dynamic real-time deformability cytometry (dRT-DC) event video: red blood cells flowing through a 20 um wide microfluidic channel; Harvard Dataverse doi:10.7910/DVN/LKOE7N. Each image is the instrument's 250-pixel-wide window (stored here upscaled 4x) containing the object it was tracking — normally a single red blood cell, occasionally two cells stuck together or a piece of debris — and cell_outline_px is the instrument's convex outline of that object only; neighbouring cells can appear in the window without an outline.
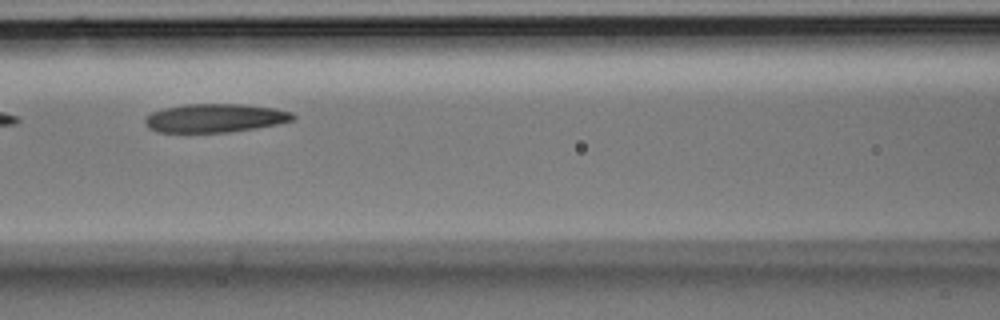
{"species": "Egyptian fruit bat (a non-hibernating species)", "species_latin": "Rousettus aegyptiacus", "temperature_condition": "room temperature", "stored_images_in_passage": 5, "camera_frame_rate_fps": 3000, "um_per_image_px": 0.085, "animal": {"sex": "male"}, "frame": {"image": 1, "passage_image": 4, "time_ms": 1.0, "image_size_px": [1000, 320], "cell_outline_px": [[296, 116], [292, 120], [276, 124], [256, 128], [228, 132], [156, 132], [148, 128], [144, 124], [144, 120], [152, 112], [164, 108], [184, 104], [240, 104], [276, 108], [292, 112]], "centroid_in_image_um": [18.26, 10.03], "position_along_channel_um": 148.3, "area_um2": 24.62}}
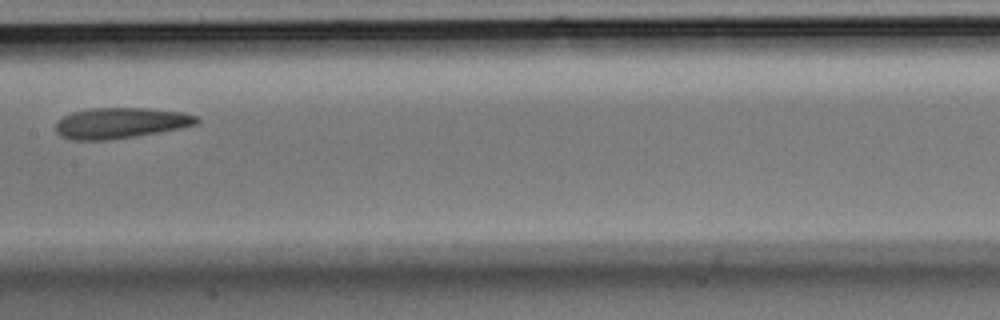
{"frame": {"image": 2, "passage_image": 5, "time_ms": 1.333, "image_size_px": [1000, 320], "cell_outline_px": [[200, 120], [196, 124], [180, 128], [136, 136], [108, 140], [72, 140], [60, 136], [56, 132], [56, 124], [64, 116], [72, 112], [92, 108], [148, 108], [180, 112], [196, 116]], "centroid_in_image_um": [10.22, 10.46], "position_along_channel_um": 197.2, "area_um2": 25.09}}